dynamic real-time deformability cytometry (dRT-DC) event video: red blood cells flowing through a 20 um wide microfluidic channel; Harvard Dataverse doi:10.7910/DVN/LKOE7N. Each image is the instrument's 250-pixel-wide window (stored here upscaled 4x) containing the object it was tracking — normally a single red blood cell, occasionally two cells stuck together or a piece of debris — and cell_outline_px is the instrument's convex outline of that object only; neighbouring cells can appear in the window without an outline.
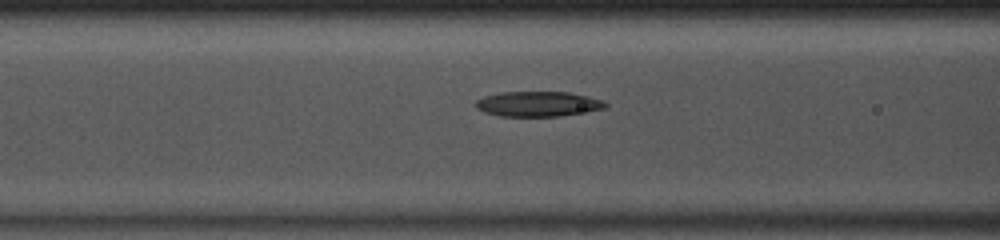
{"species": "common noctule bat (a hibernating species)", "species_latin": "Nyctalus noctula", "temperature_condition": "room temperature", "stored_images_in_passage": 35, "camera_frame_rate_fps": 3000, "um_per_image_px": 0.085, "animal": {"sex": "male", "body_mass_g": 13.0, "forearm_length_mm": 53.1}, "frame": {"image": 1, "passage_image": 10, "time_ms": 3.0, "image_size_px": [1000, 240], "cell_outline_px": [[608, 104], [604, 108], [560, 116], [500, 116], [484, 112], [476, 108], [476, 100], [484, 96], [500, 92], [568, 92], [588, 96], [604, 100]], "centroid_in_image_um": [45.71, 8.83], "position_along_channel_um": 120.9, "area_um2": 18.9}}
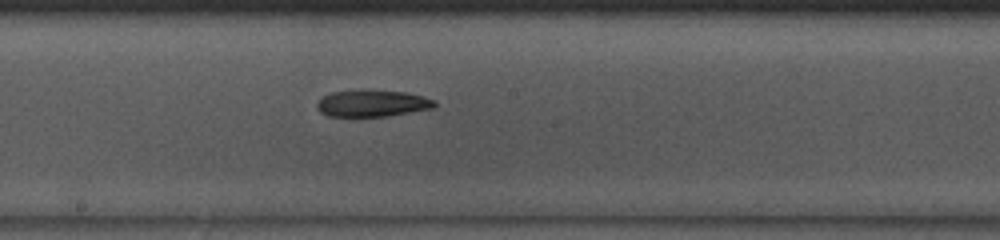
{"frame": {"image": 2, "passage_image": 17, "time_ms": 5.333, "image_size_px": [1000, 240], "cell_outline_px": [[436, 108], [388, 116], [328, 116], [320, 112], [316, 108], [316, 100], [320, 96], [332, 92], [408, 92], [424, 96], [436, 100]], "centroid_in_image_um": [31.66, 8.82], "position_along_channel_um": 216.5, "area_um2": 18.03}}
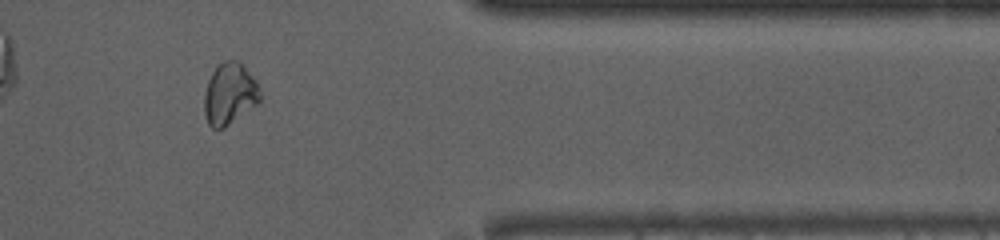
{"frame": {"image": 3, "passage_image": 31, "time_ms": 10.0, "image_size_px": [1000, 240], "cell_outline_px": [[260, 100], [256, 104], [224, 128], [212, 128], [208, 124], [204, 112], [204, 92], [208, 80], [216, 64], [224, 60], [236, 60], [256, 80], [260, 88]], "centroid_in_image_um": [19.49, 7.97], "position_along_channel_um": 391.9, "area_um2": 19.94}}